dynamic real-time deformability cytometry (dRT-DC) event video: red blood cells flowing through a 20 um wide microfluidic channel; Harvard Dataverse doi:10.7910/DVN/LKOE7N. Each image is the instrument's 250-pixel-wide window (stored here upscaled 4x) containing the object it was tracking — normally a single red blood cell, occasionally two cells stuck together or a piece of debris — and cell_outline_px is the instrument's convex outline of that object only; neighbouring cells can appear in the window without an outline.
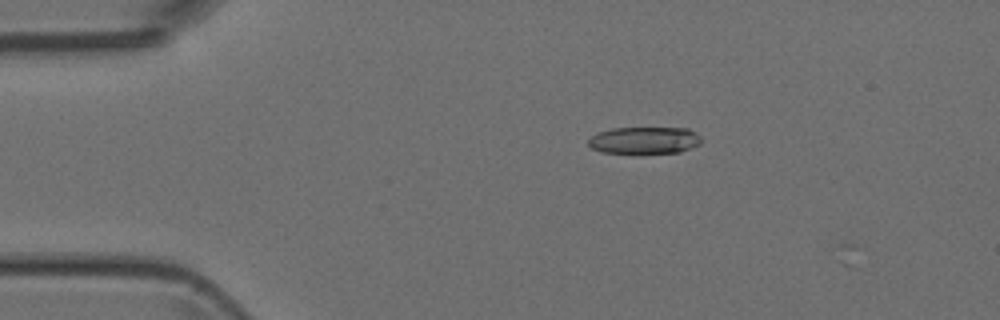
{"species": "Egyptian fruit bat (a non-hibernating species)", "species_latin": "Rousettus aegyptiacus", "temperature_condition": "room temperature", "stored_images_in_passage": 4, "camera_frame_rate_fps": 3000, "um_per_image_px": 0.085, "animal": {"sex": "female"}, "frame": {"image": 1, "passage_image": 2, "time_ms": 1.333, "image_size_px": [1000, 320], "cell_outline_px": [[700, 144], [680, 152], [640, 156], [600, 152], [592, 148], [588, 144], [588, 140], [596, 132], [612, 128], [688, 128], [700, 136]], "centroid_in_image_um": [54.73, 11.98], "position_along_channel_um": 30.3, "area_um2": 18.67}}